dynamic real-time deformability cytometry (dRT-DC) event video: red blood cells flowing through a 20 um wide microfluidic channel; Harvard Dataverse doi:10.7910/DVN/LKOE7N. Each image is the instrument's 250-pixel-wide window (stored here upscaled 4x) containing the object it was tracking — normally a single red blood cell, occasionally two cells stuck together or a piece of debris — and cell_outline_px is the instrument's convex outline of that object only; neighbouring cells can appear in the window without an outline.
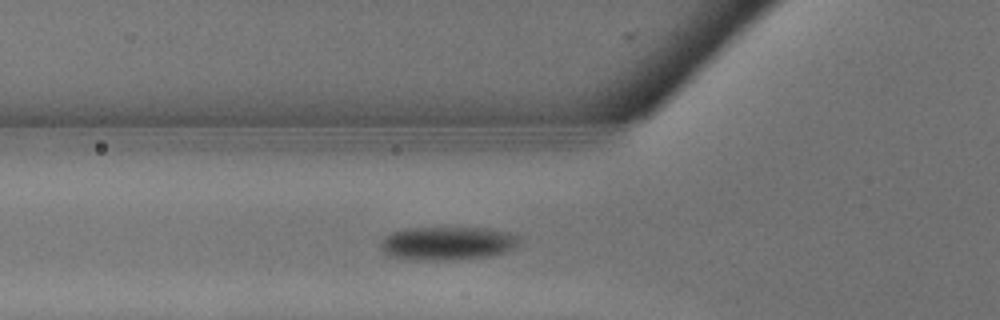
{"species": "common noctule bat (a hibernating species)", "species_latin": "Nyctalus noctula", "temperature_condition": "warm", "stored_images_in_passage": 5, "camera_frame_rate_fps": 3000, "um_per_image_px": 0.085, "animal": {"sex": "male", "body_mass_g": 13.3}, "frame": {"image": 1, "passage_image": 3, "time_ms": 0.667, "image_size_px": [1000, 320], "cell_outline_px": [[516, 240], [512, 248], [488, 256], [444, 260], [436, 260], [388, 256], [380, 248], [380, 244], [392, 232], [408, 228], [488, 228], [508, 232], [516, 236]], "centroid_in_image_um": [37.97, 20.66], "position_along_channel_um": 87.8, "area_um2": 26.07}}
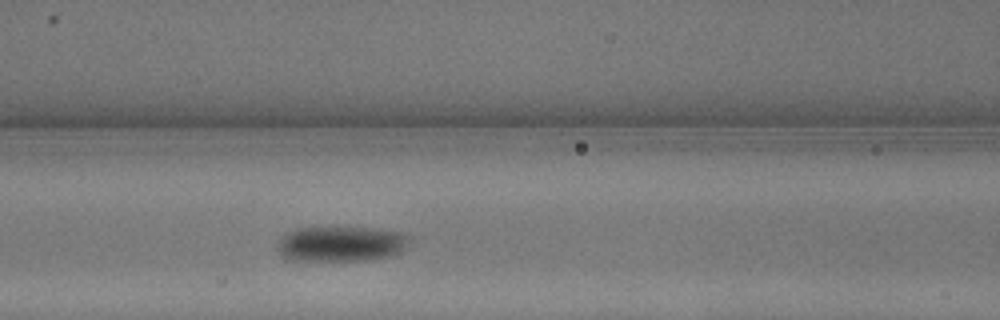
{"frame": {"image": 2, "passage_image": 5, "time_ms": 1.333, "image_size_px": [1000, 320], "cell_outline_px": [[408, 244], [400, 252], [392, 256], [368, 260], [308, 260], [284, 256], [280, 252], [280, 240], [288, 232], [296, 228], [332, 224], [336, 224], [380, 228], [408, 232]], "centroid_in_image_um": [29.11, 20.64], "position_along_channel_um": 137.5, "area_um2": 27.98}}